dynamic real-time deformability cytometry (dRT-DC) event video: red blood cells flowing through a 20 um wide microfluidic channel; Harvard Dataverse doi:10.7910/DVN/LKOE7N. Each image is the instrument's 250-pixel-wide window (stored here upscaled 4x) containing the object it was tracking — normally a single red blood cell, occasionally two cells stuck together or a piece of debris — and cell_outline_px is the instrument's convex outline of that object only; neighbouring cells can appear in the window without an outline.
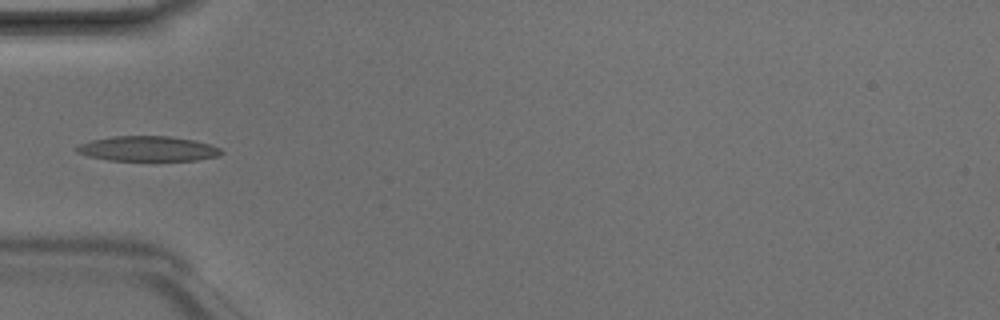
{"species": "Egyptian fruit bat (a non-hibernating species)", "species_latin": "Rousettus aegyptiacus", "temperature_condition": "room temperature", "stored_images_in_passage": 6, "camera_frame_rate_fps": 3000, "um_per_image_px": 0.085, "animal": {"sex": "male"}, "frame": {"image": 1, "passage_image": 5, "time_ms": 1.333, "image_size_px": [1000, 320], "cell_outline_px": [[224, 152], [216, 156], [196, 160], [108, 160], [88, 156], [76, 152], [72, 148], [80, 144], [92, 140], [112, 136], [168, 136], [192, 140], [208, 144], [220, 148]], "centroid_in_image_um": [12.5, 12.64], "position_along_channel_um": 72.5, "area_um2": 20.92}}